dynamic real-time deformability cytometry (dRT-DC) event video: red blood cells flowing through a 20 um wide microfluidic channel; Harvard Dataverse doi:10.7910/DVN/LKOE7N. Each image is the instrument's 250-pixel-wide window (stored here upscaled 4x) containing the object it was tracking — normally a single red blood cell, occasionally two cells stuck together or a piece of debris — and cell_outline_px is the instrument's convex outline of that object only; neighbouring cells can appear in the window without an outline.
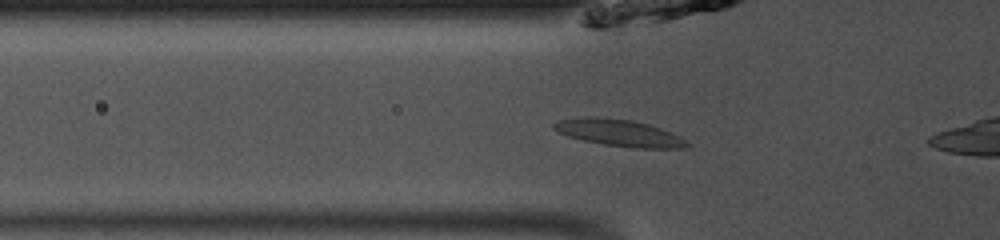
{"species": "common noctule bat (a hibernating species)", "species_latin": "Nyctalus noctula", "temperature_condition": "room temperature", "stored_images_in_passage": 18, "camera_frame_rate_fps": 3000, "um_per_image_px": 0.085, "animal": {"sex": "male", "body_mass_g": 13.0, "forearm_length_mm": 53.1}, "frame": {"image": 1, "passage_image": 16, "time_ms": 5.0, "image_size_px": [1000, 240], "cell_outline_px": [[692, 144], [688, 148], [636, 148], [604, 144], [584, 140], [568, 136], [552, 128], [552, 124], [560, 120], [584, 116], [592, 116], [632, 120], [648, 124], [660, 128], [680, 136]], "centroid_in_image_um": [52.67, 11.29], "position_along_channel_um": 73.1, "area_um2": 20.75}}